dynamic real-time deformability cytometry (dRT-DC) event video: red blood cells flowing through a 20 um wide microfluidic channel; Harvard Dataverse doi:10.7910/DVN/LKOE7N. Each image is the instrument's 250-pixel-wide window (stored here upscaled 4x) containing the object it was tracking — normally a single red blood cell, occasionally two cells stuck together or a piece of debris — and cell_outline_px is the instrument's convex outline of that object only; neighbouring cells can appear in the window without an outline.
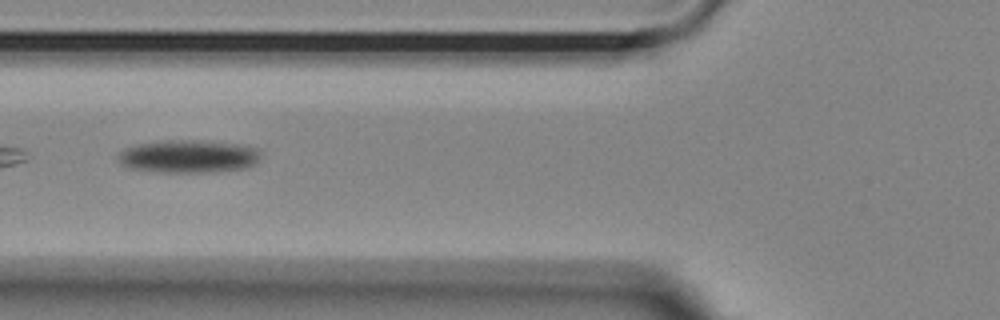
{"species": "Egyptian fruit bat (a non-hibernating species)", "species_latin": "Rousettus aegyptiacus", "temperature_condition": "room temperature", "stored_images_in_passage": 29, "camera_frame_rate_fps": 3000, "um_per_image_px": 0.085, "animal": {"sex": "female"}, "frame": {"image": 1, "passage_image": 19, "time_ms": 6.0, "image_size_px": [1000, 320], "cell_outline_px": [[264, 152], [260, 160], [256, 164], [244, 168], [212, 172], [164, 172], [128, 168], [116, 156], [124, 148], [136, 144], [164, 140], [208, 140], [248, 144], [260, 148]], "centroid_in_image_um": [16.15, 13.26], "position_along_channel_um": 109.7, "area_um2": 28.09}}
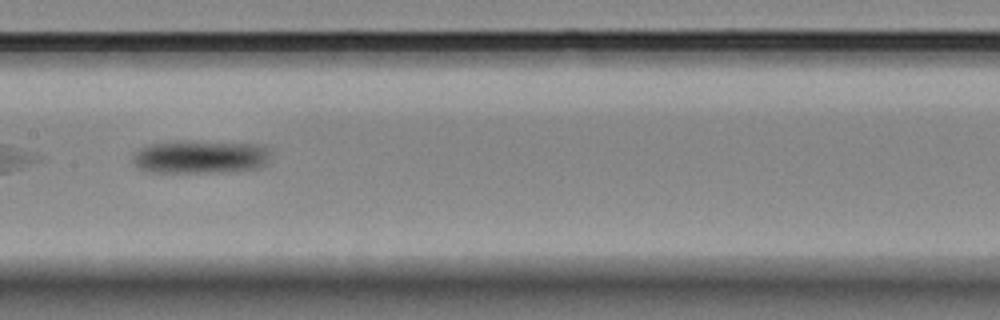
{"frame": {"image": 2, "passage_image": 26, "time_ms": 8.333, "image_size_px": [1000, 320], "cell_outline_px": [[268, 160], [260, 168], [204, 172], [152, 172], [140, 168], [132, 160], [132, 156], [140, 148], [148, 144], [172, 140], [192, 140], [264, 144], [268, 148]], "centroid_in_image_um": [17.01, 13.29], "position_along_channel_um": 190.4, "area_um2": 26.93}}